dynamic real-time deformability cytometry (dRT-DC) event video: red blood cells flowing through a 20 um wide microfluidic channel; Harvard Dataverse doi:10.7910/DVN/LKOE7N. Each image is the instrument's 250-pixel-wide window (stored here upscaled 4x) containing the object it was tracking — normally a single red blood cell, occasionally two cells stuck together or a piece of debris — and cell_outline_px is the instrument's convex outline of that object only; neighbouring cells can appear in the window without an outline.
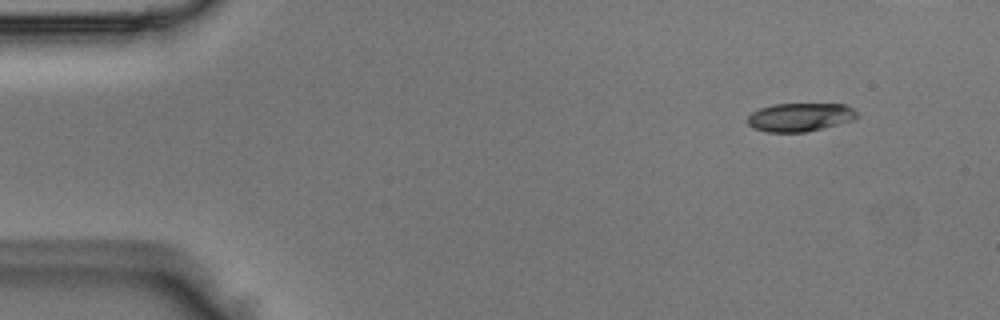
{"species": "Egyptian fruit bat (a non-hibernating species)", "species_latin": "Rousettus aegyptiacus", "temperature_condition": "room temperature", "stored_images_in_passage": 40, "camera_frame_rate_fps": 3000, "um_per_image_px": 0.085, "animal": {"sex": "male"}, "frame": {"image": 1, "passage_image": 1, "time_ms": 0.0, "image_size_px": [1000, 320], "cell_outline_px": [[860, 116], [852, 120], [804, 132], [768, 132], [752, 128], [748, 124], [748, 116], [752, 112], [760, 108], [772, 104], [844, 104], [852, 108]], "centroid_in_image_um": [67.97, 9.95], "position_along_channel_um": 17.0, "area_um2": 17.98}}
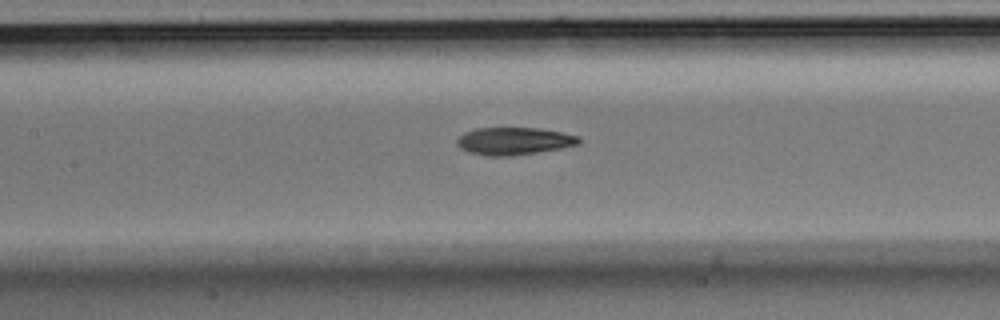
{"frame": {"image": 2, "passage_image": 19, "time_ms": 6.0, "image_size_px": [1000, 320], "cell_outline_px": [[580, 144], [560, 148], [512, 156], [488, 156], [468, 152], [460, 148], [456, 144], [456, 140], [464, 132], [476, 128], [540, 128], [580, 136]], "centroid_in_image_um": [43.67, 11.99], "position_along_channel_um": 163.7, "area_um2": 19.54}}
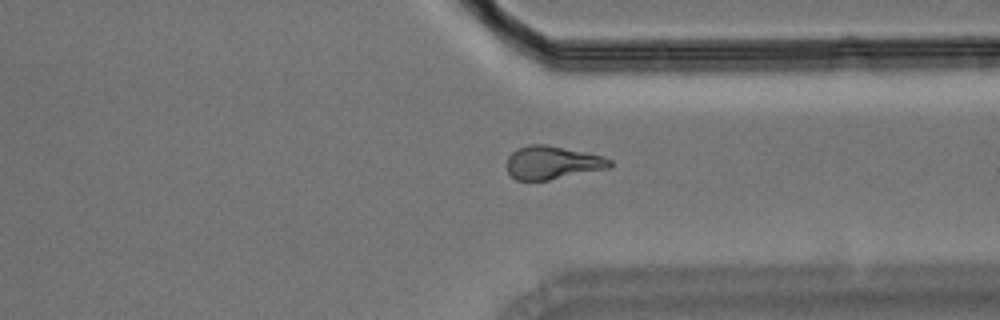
{"frame": {"image": 3, "passage_image": 34, "time_ms": 11.0, "image_size_px": [1000, 320], "cell_outline_px": [[612, 164], [608, 168], [548, 180], [516, 180], [508, 172], [508, 156], [516, 148], [528, 144], [544, 144], [604, 156], [612, 160]], "centroid_in_image_um": [46.94, 13.81], "position_along_channel_um": 364.5, "area_um2": 19.77}}